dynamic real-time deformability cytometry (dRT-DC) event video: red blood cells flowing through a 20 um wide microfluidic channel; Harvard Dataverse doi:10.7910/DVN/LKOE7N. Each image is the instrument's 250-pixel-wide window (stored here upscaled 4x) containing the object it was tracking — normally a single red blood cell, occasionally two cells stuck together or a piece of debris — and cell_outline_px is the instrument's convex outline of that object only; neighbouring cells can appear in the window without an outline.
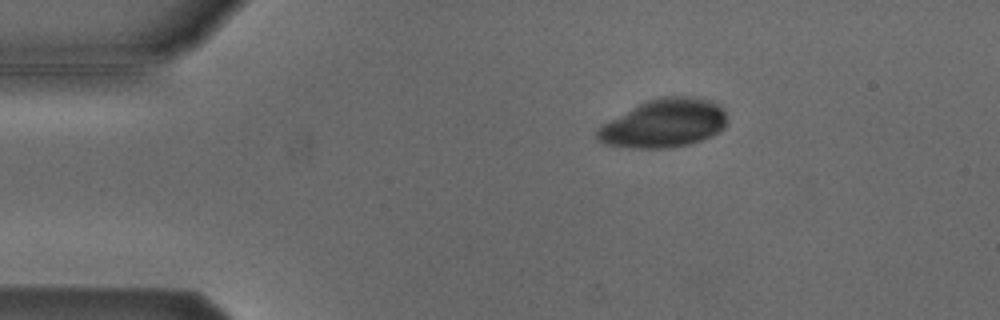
{"species": "Egyptian fruit bat (a non-hibernating species)", "species_latin": "Rousettus aegyptiacus", "temperature_condition": "cold", "stored_images_in_passage": 49, "camera_frame_rate_fps": 3000, "um_per_image_px": 0.085, "animal": {"sex": "male"}, "frame": {"image": 1, "passage_image": 5, "time_ms": 1.333, "image_size_px": [1000, 320], "cell_outline_px": [[728, 120], [724, 128], [720, 132], [712, 136], [688, 144], [668, 148], [628, 148], [604, 144], [596, 140], [596, 128], [600, 124], [648, 100], [660, 96], [692, 96], [712, 100], [728, 116]], "centroid_in_image_um": [56.42, 10.49], "position_along_channel_um": 28.6, "area_um2": 36.93}}
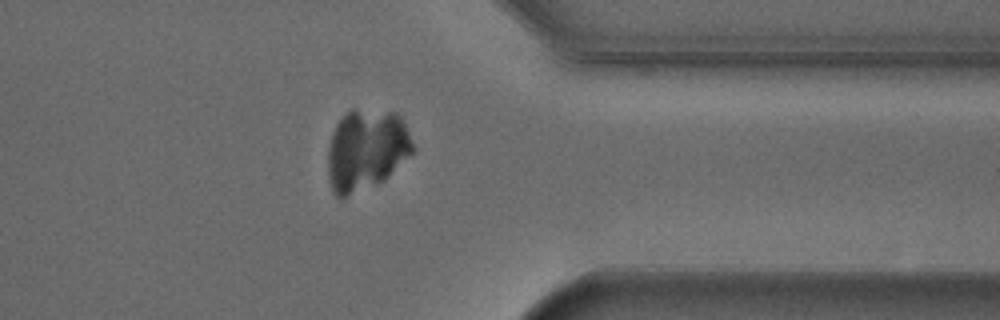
{"frame": {"image": 2, "passage_image": 38, "time_ms": 12.333, "image_size_px": [1000, 320], "cell_outline_px": [[412, 152], [384, 180], [340, 200], [332, 192], [328, 176], [328, 148], [332, 132], [336, 124], [352, 108], [396, 112], [400, 116], [408, 132], [412, 144]], "centroid_in_image_um": [31.09, 12.75], "position_along_channel_um": 380.3, "area_um2": 40.06}}
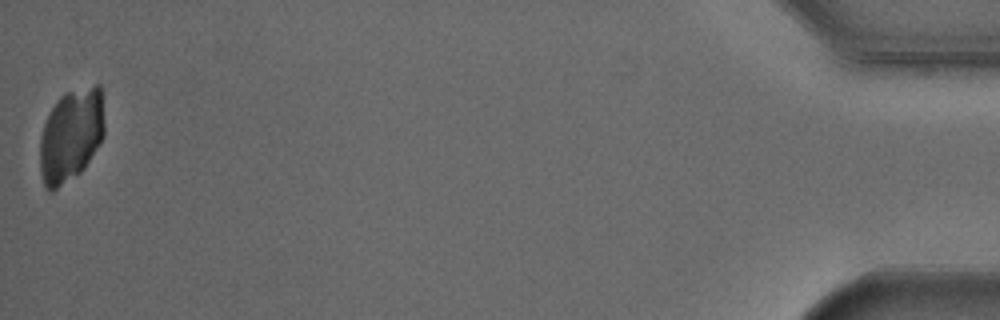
{"frame": {"image": 3, "passage_image": 49, "time_ms": 16.0, "image_size_px": [1000, 320], "cell_outline_px": [[104, 136], [84, 168], [80, 172], [52, 192], [48, 192], [44, 184], [40, 172], [40, 136], [44, 124], [52, 108], [60, 96], [64, 92], [96, 84], [100, 84], [104, 124]], "centroid_in_image_um": [6.03, 11.5], "position_along_channel_um": 429.2, "area_um2": 34.97}}